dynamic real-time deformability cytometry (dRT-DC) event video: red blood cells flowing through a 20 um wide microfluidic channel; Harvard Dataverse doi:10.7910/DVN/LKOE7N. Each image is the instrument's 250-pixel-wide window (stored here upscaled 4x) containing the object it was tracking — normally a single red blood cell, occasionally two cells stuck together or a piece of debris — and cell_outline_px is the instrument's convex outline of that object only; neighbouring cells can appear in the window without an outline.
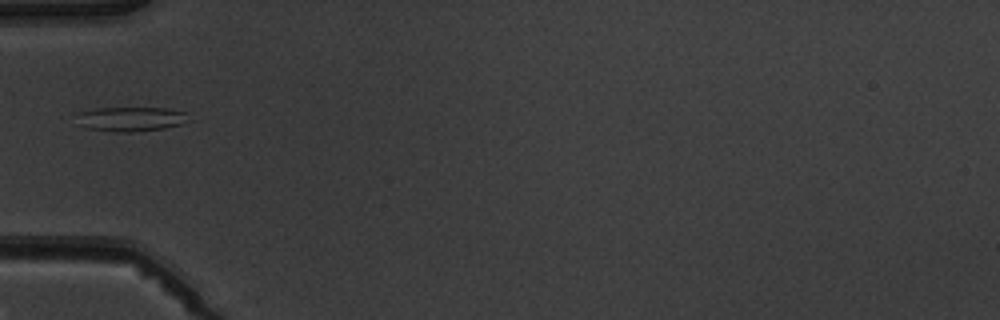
{"species": "common noctule bat (a hibernating species)", "species_latin": "Nyctalus noctula", "temperature_condition": "warm", "stored_images_in_passage": 1, "camera_frame_rate_fps": 3000, "um_per_image_px": 0.085, "animal": {"sex": "male", "body_mass_g": 19.5, "forearm_length_mm": 54.6}, "frame": {"image": 1, "passage_image": 1, "time_ms": 0.0, "image_size_px": [1000, 320], "cell_outline_px": [[192, 120], [180, 124], [164, 128], [132, 132], [112, 132], [84, 128], [80, 112], [96, 108], [164, 108], [188, 112]], "centroid_in_image_um": [11.25, 10.12], "position_along_channel_um": 73.7, "area_um2": 15.84}}